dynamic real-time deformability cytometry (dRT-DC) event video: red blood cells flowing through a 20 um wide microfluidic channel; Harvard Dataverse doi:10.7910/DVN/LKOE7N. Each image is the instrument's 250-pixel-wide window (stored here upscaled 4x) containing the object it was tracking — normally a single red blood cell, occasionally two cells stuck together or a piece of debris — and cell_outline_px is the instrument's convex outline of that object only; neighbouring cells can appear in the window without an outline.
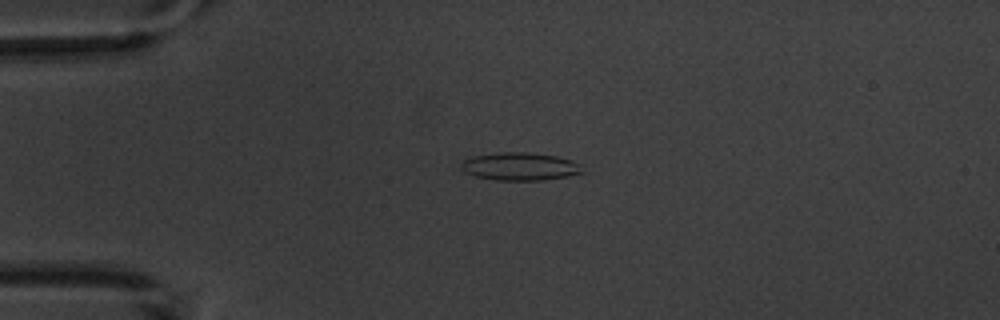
{"species": "common noctule bat (a hibernating species)", "species_latin": "Nyctalus noctula", "temperature_condition": "warm", "stored_images_in_passage": 2, "camera_frame_rate_fps": 3000, "um_per_image_px": 0.085, "animal": {"sex": "male", "body_mass_g": 20.1, "forearm_length_mm": 53.5}, "frame": {"image": 1, "passage_image": 1, "time_ms": 0.0, "image_size_px": [1000, 320], "cell_outline_px": [[584, 172], [568, 176], [544, 180], [496, 180], [476, 176], [464, 172], [460, 168], [464, 160], [476, 156], [500, 152], [524, 152], [556, 156], [572, 160]], "centroid_in_image_um": [44.18, 14.16], "position_along_channel_um": 40.8, "area_um2": 19.36}}